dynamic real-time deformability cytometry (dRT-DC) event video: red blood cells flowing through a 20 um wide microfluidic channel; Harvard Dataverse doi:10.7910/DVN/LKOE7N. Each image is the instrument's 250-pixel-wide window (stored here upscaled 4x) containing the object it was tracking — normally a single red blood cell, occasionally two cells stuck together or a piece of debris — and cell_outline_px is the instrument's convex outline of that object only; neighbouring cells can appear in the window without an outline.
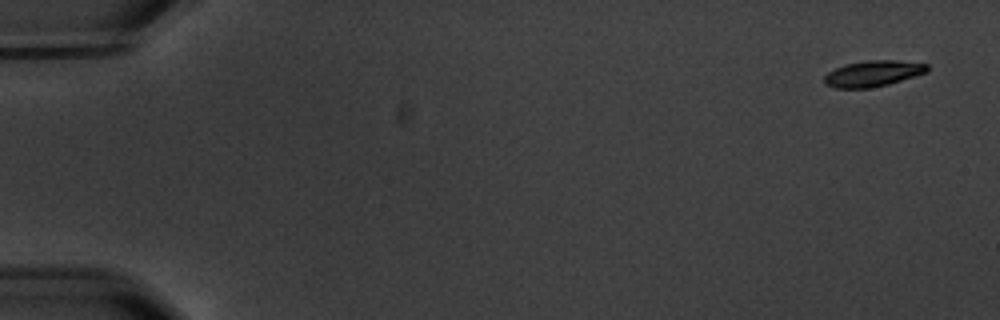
{"species": "common noctule bat (a hibernating species)", "species_latin": "Nyctalus noctula", "temperature_condition": "warm", "stored_images_in_passage": 3, "camera_frame_rate_fps": 3000, "um_per_image_px": 0.085, "animal": {"sex": "male", "body_mass_g": 20.1, "forearm_length_mm": 53.5}, "frame": {"image": 1, "passage_image": 1, "time_ms": 0.0, "image_size_px": [1000, 320], "cell_outline_px": [[928, 72], [888, 84], [868, 88], [836, 88], [824, 84], [824, 76], [828, 72], [836, 68], [848, 64], [868, 60], [896, 60], [928, 64]], "centroid_in_image_um": [74.2, 6.25], "position_along_channel_um": 10.8, "area_um2": 15.43}}